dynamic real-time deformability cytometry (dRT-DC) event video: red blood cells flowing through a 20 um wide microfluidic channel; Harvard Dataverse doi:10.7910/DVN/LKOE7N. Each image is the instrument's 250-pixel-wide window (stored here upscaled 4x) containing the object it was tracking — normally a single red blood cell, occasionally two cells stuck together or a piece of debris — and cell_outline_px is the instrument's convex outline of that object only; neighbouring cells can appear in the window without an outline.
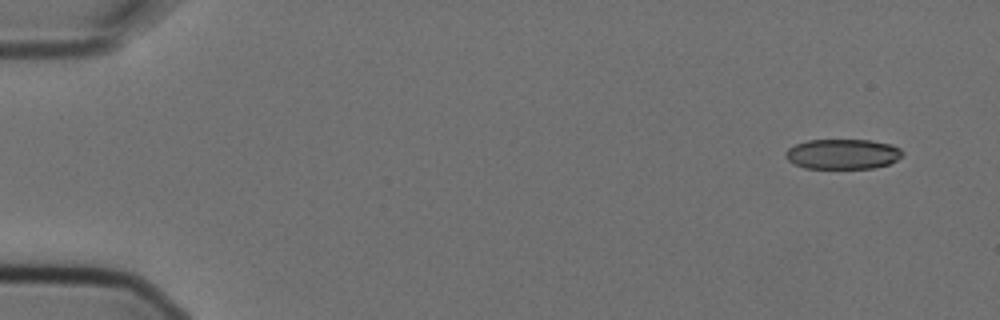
{"species": "Egyptian fruit bat (a non-hibernating species)", "species_latin": "Rousettus aegyptiacus", "temperature_condition": "cold", "stored_images_in_passage": 7, "camera_frame_rate_fps": 3000, "um_per_image_px": 0.085, "animal": {"sex": "female"}, "frame": {"image": 1, "passage_image": 2, "time_ms": 0.333, "image_size_px": [1000, 320], "cell_outline_px": [[904, 152], [896, 160], [888, 164], [872, 168], [804, 168], [788, 160], [784, 152], [788, 148], [796, 144], [808, 140], [868, 140], [892, 144], [900, 148]], "centroid_in_image_um": [71.63, 13.09], "position_along_channel_um": 13.4, "area_um2": 20.4}}
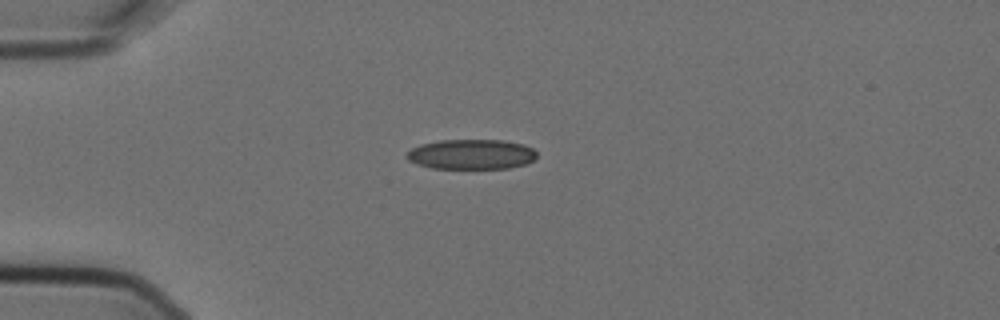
{"frame": {"image": 2, "passage_image": 5, "time_ms": 1.333, "image_size_px": [1000, 320], "cell_outline_px": [[536, 156], [532, 160], [524, 164], [508, 168], [432, 168], [408, 160], [404, 156], [412, 148], [420, 144], [440, 140], [504, 140], [524, 144], [532, 148], [536, 152]], "centroid_in_image_um": [40.06, 13.1], "position_along_channel_um": 44.9, "area_um2": 22.6}}
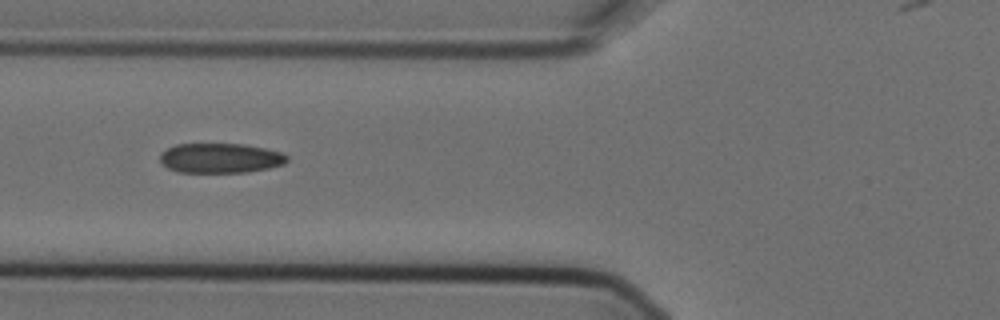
{"frame": {"image": 3, "passage_image": 7, "time_ms": 2.0, "image_size_px": [1000, 320], "cell_outline_px": [[288, 160], [284, 164], [268, 168], [248, 172], [176, 172], [168, 168], [160, 160], [160, 152], [176, 144], [244, 144], [264, 148], [280, 152], [288, 156]], "centroid_in_image_um": [18.72, 13.44], "position_along_channel_um": 107.1, "area_um2": 22.02}}